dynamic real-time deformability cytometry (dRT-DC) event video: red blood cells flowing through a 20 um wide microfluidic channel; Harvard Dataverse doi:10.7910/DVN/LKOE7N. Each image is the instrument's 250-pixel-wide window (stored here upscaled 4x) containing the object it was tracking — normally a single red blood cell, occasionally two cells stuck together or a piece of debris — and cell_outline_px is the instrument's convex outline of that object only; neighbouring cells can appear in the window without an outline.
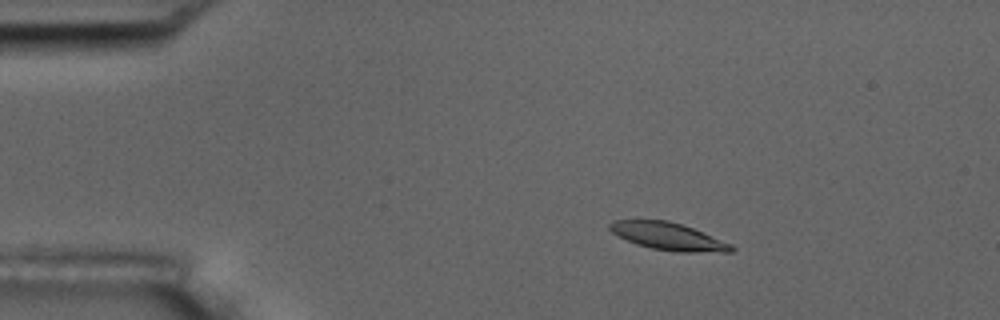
{"species": "common noctule bat (a hibernating species)", "species_latin": "Nyctalus noctula", "temperature_condition": "room temperature", "stored_images_in_passage": 5, "camera_frame_rate_fps": 3000, "um_per_image_px": 0.085, "animal": {"sex": "male", "body_mass_g": 17.5, "forearm_length_mm": 52.3}, "frame": {"image": 1, "passage_image": 3, "time_ms": 2.333, "image_size_px": [1000, 320], "cell_outline_px": [[736, 248], [732, 252], [680, 252], [652, 248], [636, 244], [612, 232], [608, 228], [608, 224], [612, 220], [668, 220], [692, 228], [732, 244]], "centroid_in_image_um": [56.81, 20.09], "position_along_channel_um": 28.2, "area_um2": 19.25}}